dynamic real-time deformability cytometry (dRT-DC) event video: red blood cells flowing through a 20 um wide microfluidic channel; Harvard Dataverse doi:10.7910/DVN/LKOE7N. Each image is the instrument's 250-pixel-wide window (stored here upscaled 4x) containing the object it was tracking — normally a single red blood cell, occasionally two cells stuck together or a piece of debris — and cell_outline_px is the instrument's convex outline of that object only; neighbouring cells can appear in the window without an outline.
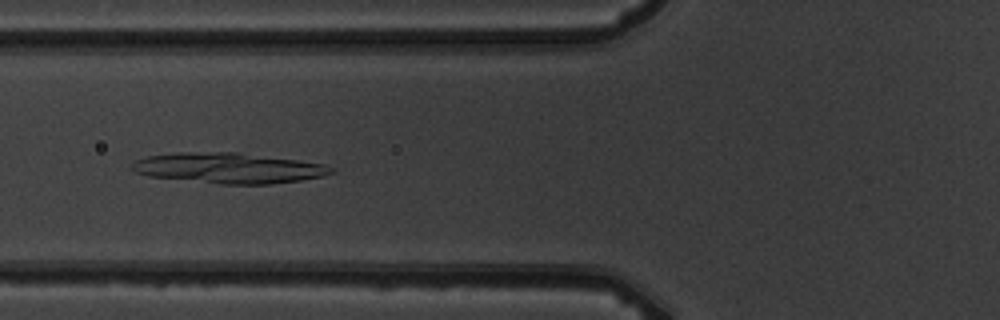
{"species": "common noctule bat (a hibernating species)", "species_latin": "Nyctalus noctula", "temperature_condition": "warm", "stored_images_in_passage": 7, "camera_frame_rate_fps": 3000, "um_per_image_px": 0.085, "animal": {"sex": "male", "body_mass_g": 19.5, "forearm_length_mm": 54.6}, "frame": {"image": 1, "passage_image": 5, "time_ms": 4.667, "image_size_px": [1000, 320], "cell_outline_px": [[336, 172], [320, 176], [300, 180], [268, 184], [220, 184], [148, 176], [136, 172], [132, 168], [132, 164], [136, 160], [148, 156], [180, 152], [240, 152], [324, 164], [336, 168]], "centroid_in_image_um": [19.45, 14.28], "position_along_channel_um": 106.4, "area_um2": 35.2}}
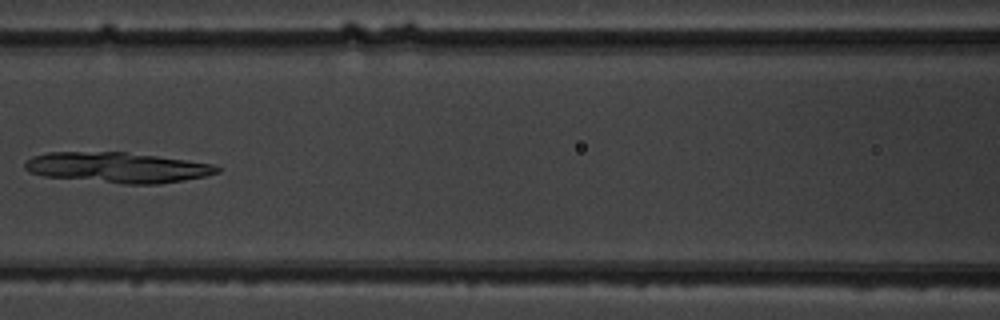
{"frame": {"image": 2, "passage_image": 6, "time_ms": 6.0, "image_size_px": [1000, 320], "cell_outline_px": [[220, 172], [204, 176], [184, 180], [160, 184], [124, 184], [44, 176], [28, 172], [24, 168], [24, 164], [32, 156], [48, 152], [124, 152], [156, 156], [212, 164], [220, 168]], "centroid_in_image_um": [9.95, 14.24], "position_along_channel_um": 156.7, "area_um2": 33.87}}
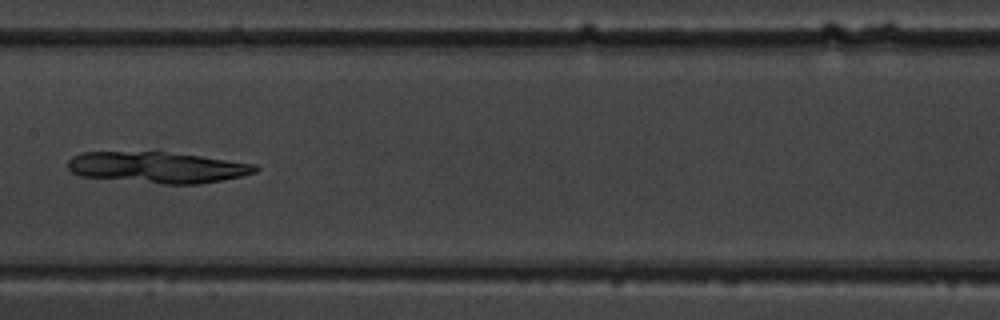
{"frame": {"image": 3, "passage_image": 7, "time_ms": 7.0, "image_size_px": [1000, 320], "cell_outline_px": [[260, 168], [256, 172], [240, 176], [200, 184], [160, 184], [80, 176], [72, 172], [68, 168], [68, 160], [72, 156], [84, 152], [164, 152], [200, 156], [256, 164]], "centroid_in_image_um": [13.37, 14.23], "position_along_channel_um": 194.0, "area_um2": 33.87}}